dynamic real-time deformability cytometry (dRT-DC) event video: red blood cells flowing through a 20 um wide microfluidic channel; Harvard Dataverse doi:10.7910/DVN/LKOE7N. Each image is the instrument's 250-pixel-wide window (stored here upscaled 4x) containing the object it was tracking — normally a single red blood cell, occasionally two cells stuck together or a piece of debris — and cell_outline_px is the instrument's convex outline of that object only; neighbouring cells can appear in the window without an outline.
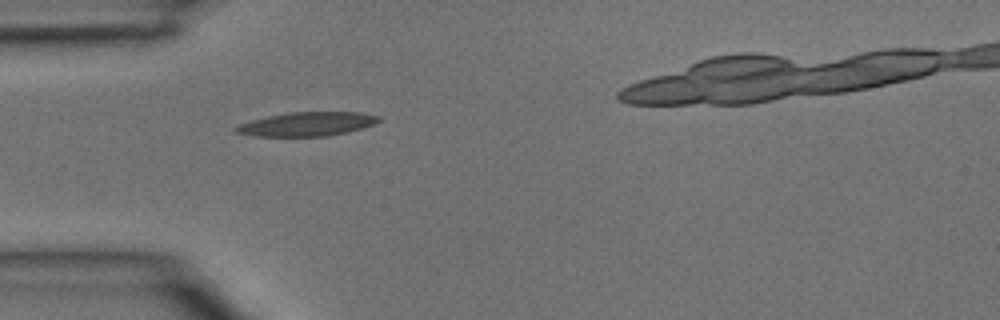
{"species": "common noctule bat (a hibernating species)", "species_latin": "Nyctalus noctula", "temperature_condition": "room temperature", "stored_images_in_passage": 4, "camera_frame_rate_fps": 3000, "um_per_image_px": 0.085, "animal": {"sex": "male", "body_mass_g": 15.6}, "frame": {"image": 1, "passage_image": 3, "time_ms": 0.667, "image_size_px": [1000, 320], "cell_outline_px": [[384, 120], [364, 128], [348, 132], [328, 136], [256, 136], [236, 132], [232, 128], [240, 124], [252, 120], [268, 116], [288, 112], [360, 112], [380, 116]], "centroid_in_image_um": [26.16, 10.54], "position_along_channel_um": 58.8, "area_um2": 20.06}}